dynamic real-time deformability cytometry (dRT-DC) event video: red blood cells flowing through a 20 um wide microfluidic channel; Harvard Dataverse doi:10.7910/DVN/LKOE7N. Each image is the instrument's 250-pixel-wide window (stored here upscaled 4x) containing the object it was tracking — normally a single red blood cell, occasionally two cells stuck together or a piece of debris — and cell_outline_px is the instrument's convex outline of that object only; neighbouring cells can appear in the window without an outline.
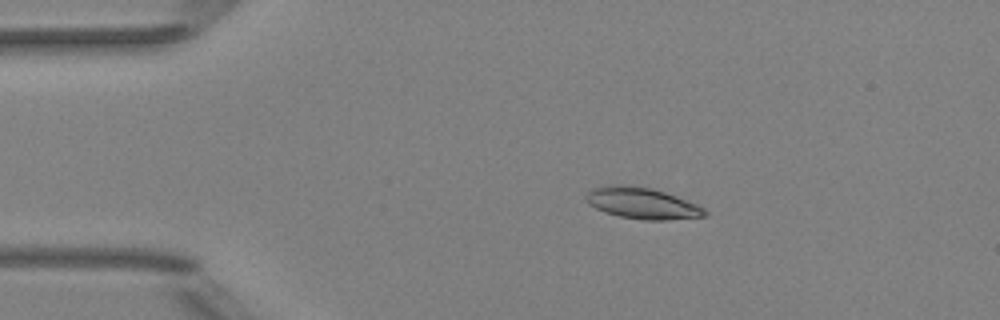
{"species": "Egyptian fruit bat (a non-hibernating species)", "species_latin": "Rousettus aegyptiacus", "temperature_condition": "room temperature", "stored_images_in_passage": 51, "camera_frame_rate_fps": 3000, "um_per_image_px": 0.085, "animal": {"sex": "female"}, "frame": {"image": 1, "passage_image": 9, "time_ms": 2.667, "image_size_px": [1000, 320], "cell_outline_px": [[708, 216], [668, 220], [644, 220], [620, 216], [604, 212], [588, 204], [584, 200], [584, 196], [592, 188], [616, 184], [624, 184], [652, 188], [676, 196], [696, 204], [704, 208], [708, 212]], "centroid_in_image_um": [54.57, 17.27], "position_along_channel_um": 30.4, "area_um2": 21.79}}
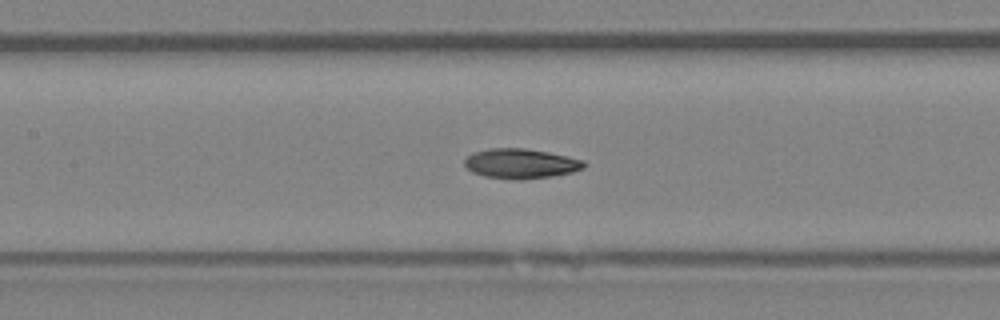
{"frame": {"image": 2, "passage_image": 23, "time_ms": 7.333, "image_size_px": [1000, 320], "cell_outline_px": [[584, 168], [572, 172], [552, 176], [512, 180], [484, 176], [472, 172], [464, 164], [464, 160], [472, 152], [488, 148], [524, 148], [548, 152], [568, 156], [584, 160]], "centroid_in_image_um": [44.24, 13.9], "position_along_channel_um": 163.2, "area_um2": 20.75}}
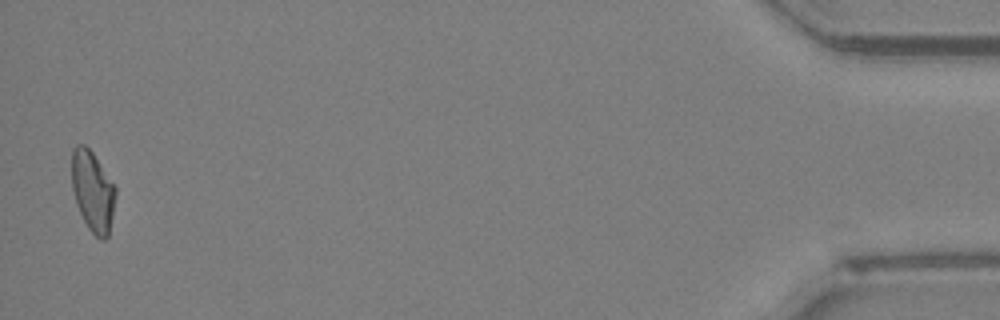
{"frame": {"image": 3, "passage_image": 50, "time_ms": 16.333, "image_size_px": [1000, 320], "cell_outline_px": [[116, 196], [108, 236], [104, 240], [100, 240], [88, 228], [76, 204], [72, 188], [72, 148], [76, 144], [84, 144], [92, 152], [116, 188]], "centroid_in_image_um": [7.87, 16.25], "position_along_channel_um": 427.3, "area_um2": 20.4}, "authors_computed_cell_mechanics": {"area_um2": 20.6924, "velocity_mm_per_s": 3.9749, "shape_relaxation_time_tau1_ms": null, "shape_relaxation_time_tau2_ms": 5.6983, "deformation_change_tau1": null, "deformation_change_tau2": 0.111}}